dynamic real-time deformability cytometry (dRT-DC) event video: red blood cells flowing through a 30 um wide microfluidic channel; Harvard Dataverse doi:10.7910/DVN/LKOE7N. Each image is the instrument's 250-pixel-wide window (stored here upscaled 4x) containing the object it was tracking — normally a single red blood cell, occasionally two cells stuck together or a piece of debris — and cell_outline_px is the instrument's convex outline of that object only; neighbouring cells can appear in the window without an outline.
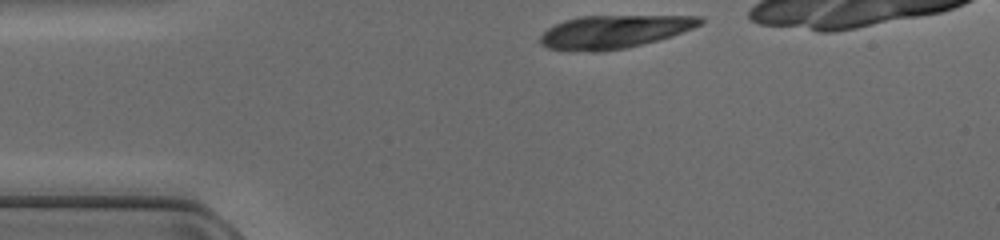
{"species": "common noctule bat (a hibernating species)", "species_latin": "Nyctalus noctula", "temperature_condition": "cold", "stored_images_in_passage": 31, "camera_frame_rate_fps": 3000, "um_per_image_px": 0.085, "animal": {"sex": "female", "body_mass_g": 17.0, "forearm_length_mm": 48.0}, "frame": {"image": 1, "passage_image": 1, "time_ms": 0.0, "image_size_px": [1000, 240], "cell_outline_px": [[704, 24], [672, 36], [624, 48], [600, 52], [592, 52], [548, 48], [540, 44], [540, 36], [548, 28], [564, 20], [580, 16], [704, 16]], "centroid_in_image_um": [52.22, 2.69], "position_along_channel_um": 32.8, "area_um2": 30.69}}